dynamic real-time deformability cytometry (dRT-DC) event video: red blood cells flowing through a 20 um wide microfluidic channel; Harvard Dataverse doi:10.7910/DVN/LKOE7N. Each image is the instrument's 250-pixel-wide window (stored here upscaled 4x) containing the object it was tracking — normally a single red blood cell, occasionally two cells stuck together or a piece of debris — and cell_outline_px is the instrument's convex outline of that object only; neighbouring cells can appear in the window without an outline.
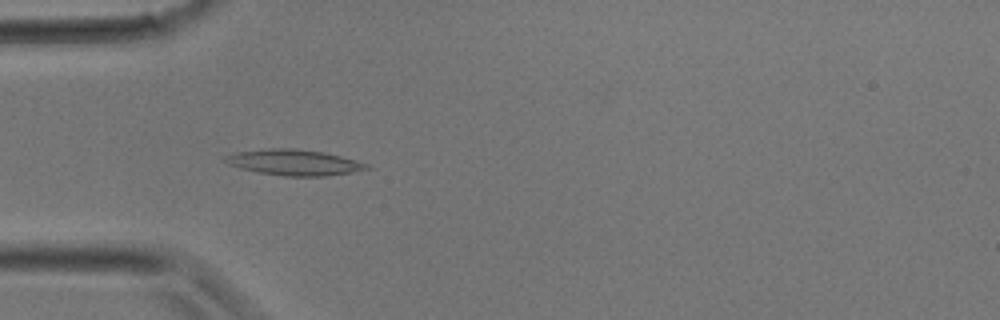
{"species": "common noctule bat (a hibernating species)", "species_latin": "Nyctalus noctula", "temperature_condition": "room temperature", "stored_images_in_passage": 2, "camera_frame_rate_fps": 3000, "um_per_image_px": 0.085, "animal": {"sex": "male", "body_mass_g": 17.9}, "frame": {"image": 1, "passage_image": 2, "time_ms": 0.333, "image_size_px": [1000, 320], "cell_outline_px": [[372, 168], [352, 172], [324, 176], [284, 176], [260, 172], [228, 164], [224, 160], [228, 156], [240, 152], [268, 148], [296, 148], [324, 152], [356, 160], [368, 164]], "centroid_in_image_um": [25.08, 13.8], "position_along_channel_um": 59.9, "area_um2": 20.87}}